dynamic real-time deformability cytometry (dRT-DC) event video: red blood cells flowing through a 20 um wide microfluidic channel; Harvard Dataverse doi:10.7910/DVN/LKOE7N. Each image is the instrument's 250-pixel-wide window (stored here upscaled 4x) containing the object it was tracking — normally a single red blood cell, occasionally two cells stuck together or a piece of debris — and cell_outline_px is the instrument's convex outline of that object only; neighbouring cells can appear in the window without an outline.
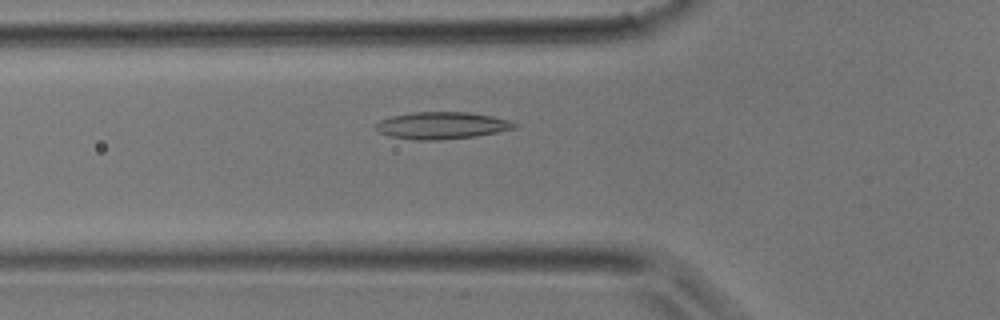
{"species": "common noctule bat (a hibernating species)", "species_latin": "Nyctalus noctula", "temperature_condition": "room temperature", "stored_images_in_passage": 29, "camera_frame_rate_fps": 3000, "um_per_image_px": 0.085, "animal": {"sex": "male", "body_mass_g": 17.9}, "frame": {"image": 1, "passage_image": 5, "time_ms": 1.333, "image_size_px": [1000, 320], "cell_outline_px": [[520, 124], [516, 128], [476, 136], [440, 140], [416, 140], [388, 136], [380, 132], [376, 128], [376, 124], [380, 120], [392, 116], [416, 112], [468, 112], [492, 116], [508, 120]], "centroid_in_image_um": [37.57, 10.67], "position_along_channel_um": 88.2, "area_um2": 21.79}}
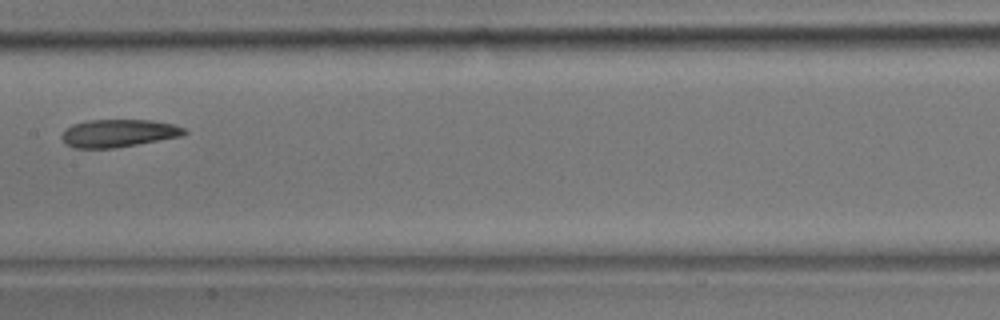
{"frame": {"image": 2, "passage_image": 11, "time_ms": 3.333, "image_size_px": [1000, 320], "cell_outline_px": [[188, 132], [184, 136], [116, 148], [72, 148], [64, 144], [60, 136], [72, 124], [88, 120], [152, 120], [172, 124], [184, 128]], "centroid_in_image_um": [10.07, 11.33], "position_along_channel_um": 197.3, "area_um2": 20.0}}
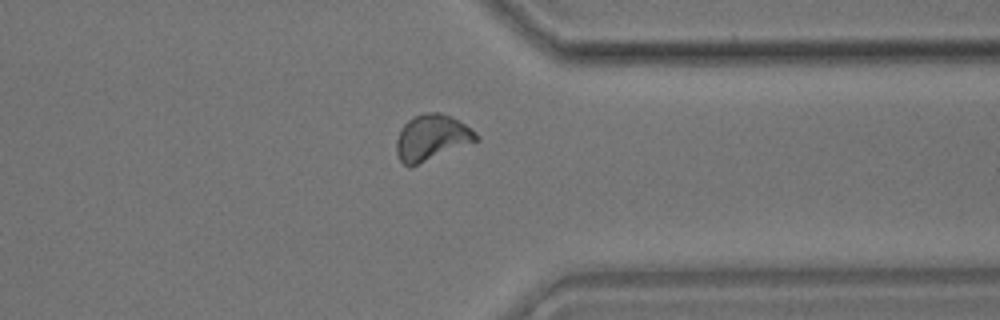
{"frame": {"image": 3, "passage_image": 21, "time_ms": 6.667, "image_size_px": [1000, 320], "cell_outline_px": [[480, 140], [408, 168], [400, 160], [396, 152], [396, 140], [400, 128], [412, 116], [424, 112], [440, 112], [452, 116], [464, 124], [480, 136]], "centroid_in_image_um": [36.68, 11.68], "position_along_channel_um": 374.7, "area_um2": 21.5}}